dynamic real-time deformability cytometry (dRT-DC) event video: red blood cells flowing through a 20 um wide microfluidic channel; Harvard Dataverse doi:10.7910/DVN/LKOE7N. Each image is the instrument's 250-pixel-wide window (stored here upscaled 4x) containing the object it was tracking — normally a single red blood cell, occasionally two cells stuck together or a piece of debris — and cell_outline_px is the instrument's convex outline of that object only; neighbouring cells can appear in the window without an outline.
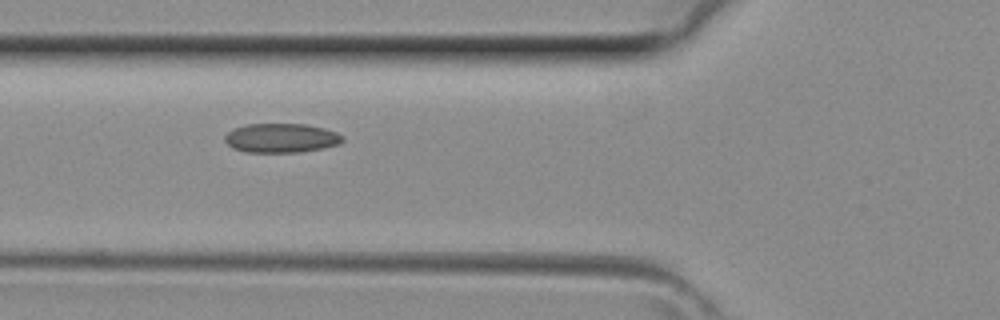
{"species": "common noctule bat (a hibernating species)", "species_latin": "Nyctalus noctula", "temperature_condition": "room temperature", "stored_images_in_passage": 5, "camera_frame_rate_fps": 3000, "um_per_image_px": 0.085, "animal": {"sex": "female", "body_mass_g": 29.2, "forearm_length_mm": 56.3}, "frame": {"image": 1, "passage_image": 4, "time_ms": 1.0, "image_size_px": [1000, 320], "cell_outline_px": [[344, 140], [340, 144], [324, 148], [300, 152], [248, 152], [232, 148], [224, 140], [224, 136], [228, 132], [244, 124], [304, 124], [324, 128], [336, 132], [344, 136]], "centroid_in_image_um": [23.92, 11.73], "position_along_channel_um": 101.9, "area_um2": 20.11}}
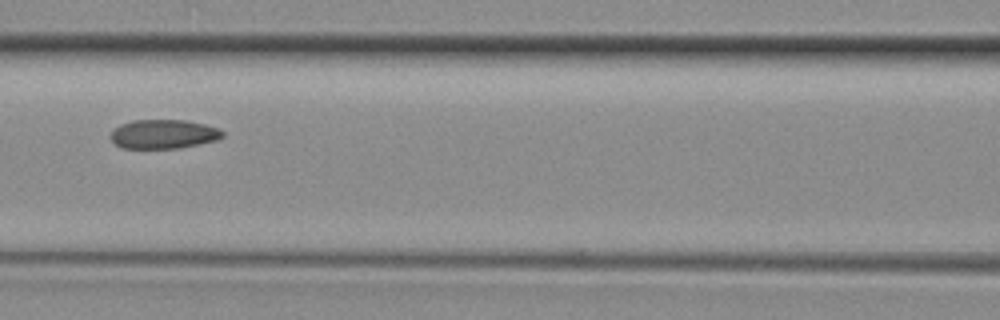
{"frame": {"image": 2, "passage_image": 5, "time_ms": 1.333, "image_size_px": [1000, 320], "cell_outline_px": [[224, 136], [216, 140], [200, 144], [180, 148], [120, 148], [112, 144], [108, 136], [120, 124], [132, 120], [188, 120], [220, 128], [224, 132]], "centroid_in_image_um": [13.88, 11.4], "position_along_channel_um": 152.7, "area_um2": 19.31}}